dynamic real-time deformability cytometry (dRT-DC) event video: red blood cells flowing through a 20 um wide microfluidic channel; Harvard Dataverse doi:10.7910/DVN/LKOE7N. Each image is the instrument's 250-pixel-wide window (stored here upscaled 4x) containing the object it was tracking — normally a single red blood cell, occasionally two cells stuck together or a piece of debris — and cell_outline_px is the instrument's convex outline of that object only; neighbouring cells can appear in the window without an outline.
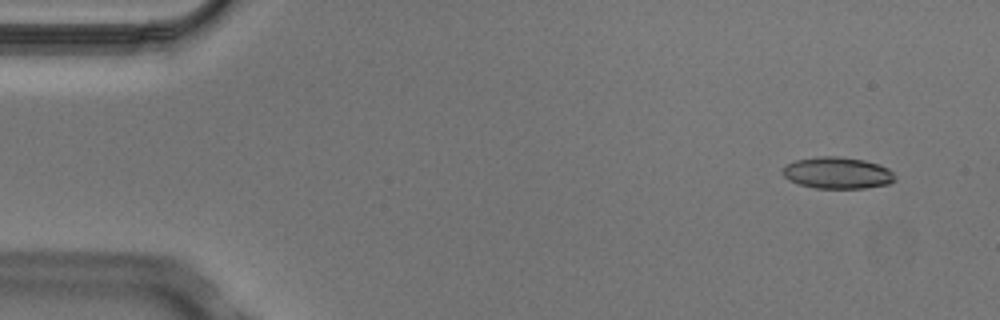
{"species": "Egyptian fruit bat (a non-hibernating species)", "species_latin": "Rousettus aegyptiacus", "temperature_condition": "cold", "stored_images_in_passage": 3, "camera_frame_rate_fps": 3000, "um_per_image_px": 0.085, "animal": {"sex": "male"}, "frame": {"image": 1, "passage_image": 1, "time_ms": 0.0, "image_size_px": [1000, 320], "cell_outline_px": [[896, 180], [888, 184], [864, 188], [816, 188], [800, 184], [788, 180], [780, 172], [788, 164], [796, 160], [816, 156], [836, 156], [864, 160], [880, 164], [888, 168], [896, 176]], "centroid_in_image_um": [71.19, 14.69], "position_along_channel_um": 13.8, "area_um2": 20.75}}